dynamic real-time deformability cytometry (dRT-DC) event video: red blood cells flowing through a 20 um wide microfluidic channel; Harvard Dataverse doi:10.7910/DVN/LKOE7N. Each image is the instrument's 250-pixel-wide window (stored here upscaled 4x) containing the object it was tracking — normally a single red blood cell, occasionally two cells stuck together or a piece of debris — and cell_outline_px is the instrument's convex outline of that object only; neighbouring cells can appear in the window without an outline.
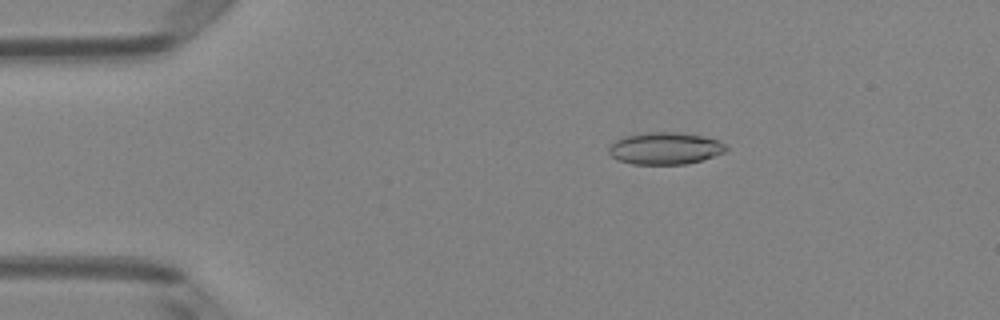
{"species": "Egyptian fruit bat (a non-hibernating species)", "species_latin": "Rousettus aegyptiacus", "temperature_condition": "room temperature", "stored_images_in_passage": 2, "camera_frame_rate_fps": 3000, "um_per_image_px": 0.085, "animal": {"sex": "female"}, "frame": {"image": 1, "passage_image": 1, "time_ms": 0.0, "image_size_px": [1000, 320], "cell_outline_px": [[728, 148], [724, 152], [700, 160], [684, 164], [632, 164], [620, 160], [612, 156], [608, 152], [608, 148], [616, 140], [624, 136], [644, 132], [676, 132], [700, 136], [720, 140]], "centroid_in_image_um": [56.51, 12.6], "position_along_channel_um": 28.5, "area_um2": 21.68}}